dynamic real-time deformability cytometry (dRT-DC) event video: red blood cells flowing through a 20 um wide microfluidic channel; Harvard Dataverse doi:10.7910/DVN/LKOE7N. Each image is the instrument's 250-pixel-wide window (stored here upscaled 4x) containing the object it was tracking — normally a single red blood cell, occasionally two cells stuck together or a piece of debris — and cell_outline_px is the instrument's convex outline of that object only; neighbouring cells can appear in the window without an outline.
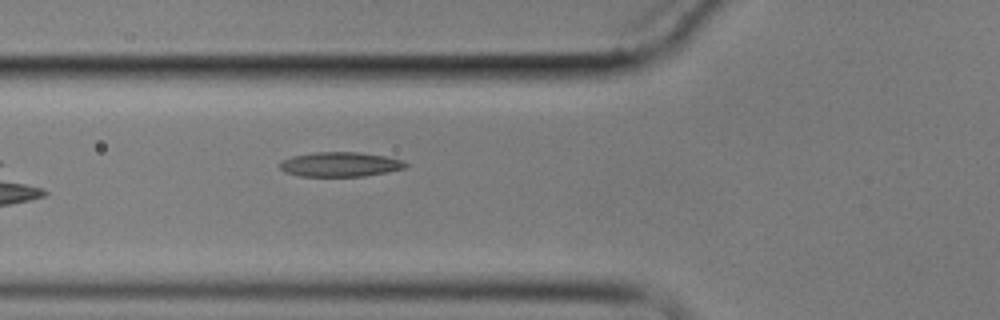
{"species": "common noctule bat (a hibernating species)", "species_latin": "Nyctalus noctula", "temperature_condition": "cold", "stored_images_in_passage": 6, "camera_frame_rate_fps": 3000, "um_per_image_px": 0.085, "animal": {"sex": "male", "body_mass_g": 17.9}, "frame": {"image": 1, "passage_image": 6, "time_ms": 7.333, "image_size_px": [1000, 320], "cell_outline_px": [[408, 164], [404, 168], [388, 172], [364, 176], [300, 176], [284, 172], [280, 168], [280, 160], [292, 156], [316, 152], [360, 152], [384, 156], [404, 160]], "centroid_in_image_um": [28.91, 13.97], "position_along_channel_um": 96.9, "area_um2": 18.09}}